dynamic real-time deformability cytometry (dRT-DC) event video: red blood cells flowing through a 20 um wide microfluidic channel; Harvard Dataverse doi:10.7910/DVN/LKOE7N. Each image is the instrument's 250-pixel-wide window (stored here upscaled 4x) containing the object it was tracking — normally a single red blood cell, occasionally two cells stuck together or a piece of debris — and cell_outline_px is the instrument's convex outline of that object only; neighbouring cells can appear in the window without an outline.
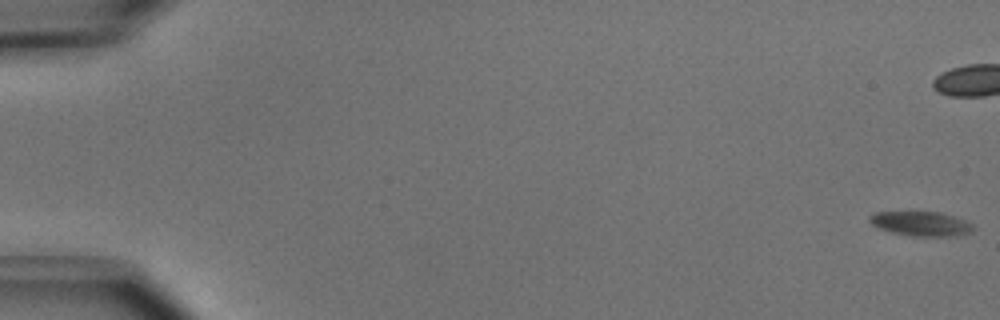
{"species": "common noctule bat (a hibernating species)", "species_latin": "Nyctalus noctula", "temperature_condition": "cold", "stored_images_in_passage": 53, "camera_frame_rate_fps": 3000, "um_per_image_px": 0.085, "animal": {"sex": "male", "body_mass_g": 15.6}, "frame": {"image": 1, "passage_image": 1, "time_ms": 0.0, "image_size_px": [1000, 320], "cell_outline_px": [[976, 224], [972, 232], [956, 236], [912, 236], [892, 232], [880, 228], [872, 224], [868, 220], [868, 216], [876, 212], [940, 212]], "centroid_in_image_um": [78.32, 19.02], "position_along_channel_um": 6.7, "area_um2": 14.8}, "authors_computed_cell_mechanics": {"area_um2": 15.8372, "velocity_mm_per_s": 3.9135, "shape_relaxation_time_tau1_ms": 0.7541, "shape_relaxation_time_tau2_ms": null, "deformation_change_tau1": 0.1168, "deformation_change_tau2": null}}